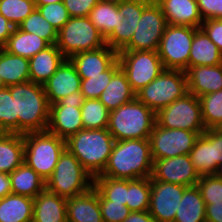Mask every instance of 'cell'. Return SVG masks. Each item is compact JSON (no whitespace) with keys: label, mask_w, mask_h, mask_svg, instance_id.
Here are the masks:
<instances>
[{"label":"cell","mask_w":222,"mask_h":222,"mask_svg":"<svg viewBox=\"0 0 222 222\" xmlns=\"http://www.w3.org/2000/svg\"><path fill=\"white\" fill-rule=\"evenodd\" d=\"M0 133H18V116H15V98L10 86L0 89Z\"/></svg>","instance_id":"obj_42"},{"label":"cell","mask_w":222,"mask_h":222,"mask_svg":"<svg viewBox=\"0 0 222 222\" xmlns=\"http://www.w3.org/2000/svg\"><path fill=\"white\" fill-rule=\"evenodd\" d=\"M67 222H104L100 212L98 191L88 192L67 199Z\"/></svg>","instance_id":"obj_22"},{"label":"cell","mask_w":222,"mask_h":222,"mask_svg":"<svg viewBox=\"0 0 222 222\" xmlns=\"http://www.w3.org/2000/svg\"><path fill=\"white\" fill-rule=\"evenodd\" d=\"M203 20L222 19V0H196Z\"/></svg>","instance_id":"obj_47"},{"label":"cell","mask_w":222,"mask_h":222,"mask_svg":"<svg viewBox=\"0 0 222 222\" xmlns=\"http://www.w3.org/2000/svg\"><path fill=\"white\" fill-rule=\"evenodd\" d=\"M167 24L160 5L151 0L142 12L130 43L122 51H158Z\"/></svg>","instance_id":"obj_12"},{"label":"cell","mask_w":222,"mask_h":222,"mask_svg":"<svg viewBox=\"0 0 222 222\" xmlns=\"http://www.w3.org/2000/svg\"><path fill=\"white\" fill-rule=\"evenodd\" d=\"M153 160L149 138L115 141L108 164L97 177L136 180L151 177Z\"/></svg>","instance_id":"obj_1"},{"label":"cell","mask_w":222,"mask_h":222,"mask_svg":"<svg viewBox=\"0 0 222 222\" xmlns=\"http://www.w3.org/2000/svg\"><path fill=\"white\" fill-rule=\"evenodd\" d=\"M186 186L161 182L151 177L149 213L156 222H174Z\"/></svg>","instance_id":"obj_14"},{"label":"cell","mask_w":222,"mask_h":222,"mask_svg":"<svg viewBox=\"0 0 222 222\" xmlns=\"http://www.w3.org/2000/svg\"><path fill=\"white\" fill-rule=\"evenodd\" d=\"M13 194L35 198L46 189V181L26 163L9 174Z\"/></svg>","instance_id":"obj_27"},{"label":"cell","mask_w":222,"mask_h":222,"mask_svg":"<svg viewBox=\"0 0 222 222\" xmlns=\"http://www.w3.org/2000/svg\"><path fill=\"white\" fill-rule=\"evenodd\" d=\"M88 17L104 39L112 33L124 18L118 10L117 4L104 1H99L90 11Z\"/></svg>","instance_id":"obj_34"},{"label":"cell","mask_w":222,"mask_h":222,"mask_svg":"<svg viewBox=\"0 0 222 222\" xmlns=\"http://www.w3.org/2000/svg\"><path fill=\"white\" fill-rule=\"evenodd\" d=\"M222 64V53L202 28L195 31L189 55L188 68Z\"/></svg>","instance_id":"obj_26"},{"label":"cell","mask_w":222,"mask_h":222,"mask_svg":"<svg viewBox=\"0 0 222 222\" xmlns=\"http://www.w3.org/2000/svg\"><path fill=\"white\" fill-rule=\"evenodd\" d=\"M189 156L200 176L216 173L215 128L206 129L199 135Z\"/></svg>","instance_id":"obj_23"},{"label":"cell","mask_w":222,"mask_h":222,"mask_svg":"<svg viewBox=\"0 0 222 222\" xmlns=\"http://www.w3.org/2000/svg\"><path fill=\"white\" fill-rule=\"evenodd\" d=\"M170 25L201 28L204 21L196 0H155Z\"/></svg>","instance_id":"obj_21"},{"label":"cell","mask_w":222,"mask_h":222,"mask_svg":"<svg viewBox=\"0 0 222 222\" xmlns=\"http://www.w3.org/2000/svg\"><path fill=\"white\" fill-rule=\"evenodd\" d=\"M100 1L109 2L112 4L119 5V4H122L123 2L129 1V0H100Z\"/></svg>","instance_id":"obj_56"},{"label":"cell","mask_w":222,"mask_h":222,"mask_svg":"<svg viewBox=\"0 0 222 222\" xmlns=\"http://www.w3.org/2000/svg\"><path fill=\"white\" fill-rule=\"evenodd\" d=\"M66 57L57 45H49L29 59L30 81L43 85L64 62Z\"/></svg>","instance_id":"obj_24"},{"label":"cell","mask_w":222,"mask_h":222,"mask_svg":"<svg viewBox=\"0 0 222 222\" xmlns=\"http://www.w3.org/2000/svg\"><path fill=\"white\" fill-rule=\"evenodd\" d=\"M206 204L199 188L187 187L177 208L174 222H206Z\"/></svg>","instance_id":"obj_31"},{"label":"cell","mask_w":222,"mask_h":222,"mask_svg":"<svg viewBox=\"0 0 222 222\" xmlns=\"http://www.w3.org/2000/svg\"><path fill=\"white\" fill-rule=\"evenodd\" d=\"M117 60L135 94L164 70L158 51H120Z\"/></svg>","instance_id":"obj_10"},{"label":"cell","mask_w":222,"mask_h":222,"mask_svg":"<svg viewBox=\"0 0 222 222\" xmlns=\"http://www.w3.org/2000/svg\"><path fill=\"white\" fill-rule=\"evenodd\" d=\"M215 152L216 164L219 166L222 163V131L215 128Z\"/></svg>","instance_id":"obj_54"},{"label":"cell","mask_w":222,"mask_h":222,"mask_svg":"<svg viewBox=\"0 0 222 222\" xmlns=\"http://www.w3.org/2000/svg\"><path fill=\"white\" fill-rule=\"evenodd\" d=\"M66 141L48 131L24 134V163L45 181L52 175Z\"/></svg>","instance_id":"obj_5"},{"label":"cell","mask_w":222,"mask_h":222,"mask_svg":"<svg viewBox=\"0 0 222 222\" xmlns=\"http://www.w3.org/2000/svg\"><path fill=\"white\" fill-rule=\"evenodd\" d=\"M123 222H156L149 211H133L124 219Z\"/></svg>","instance_id":"obj_51"},{"label":"cell","mask_w":222,"mask_h":222,"mask_svg":"<svg viewBox=\"0 0 222 222\" xmlns=\"http://www.w3.org/2000/svg\"><path fill=\"white\" fill-rule=\"evenodd\" d=\"M114 142L107 128L82 129L66 140V149L95 178L106 168Z\"/></svg>","instance_id":"obj_3"},{"label":"cell","mask_w":222,"mask_h":222,"mask_svg":"<svg viewBox=\"0 0 222 222\" xmlns=\"http://www.w3.org/2000/svg\"><path fill=\"white\" fill-rule=\"evenodd\" d=\"M41 15L48 21L53 28L58 32L70 19L68 10L63 2H56L36 6Z\"/></svg>","instance_id":"obj_43"},{"label":"cell","mask_w":222,"mask_h":222,"mask_svg":"<svg viewBox=\"0 0 222 222\" xmlns=\"http://www.w3.org/2000/svg\"><path fill=\"white\" fill-rule=\"evenodd\" d=\"M24 32L36 34L44 39L49 45H55L58 39V32L44 19L36 8L19 26Z\"/></svg>","instance_id":"obj_37"},{"label":"cell","mask_w":222,"mask_h":222,"mask_svg":"<svg viewBox=\"0 0 222 222\" xmlns=\"http://www.w3.org/2000/svg\"><path fill=\"white\" fill-rule=\"evenodd\" d=\"M100 212L104 222H123L130 214V210L126 205L114 203L106 200L99 192Z\"/></svg>","instance_id":"obj_44"},{"label":"cell","mask_w":222,"mask_h":222,"mask_svg":"<svg viewBox=\"0 0 222 222\" xmlns=\"http://www.w3.org/2000/svg\"><path fill=\"white\" fill-rule=\"evenodd\" d=\"M151 177L157 181L191 187L197 185L201 176L193 166L189 154H187L154 160Z\"/></svg>","instance_id":"obj_15"},{"label":"cell","mask_w":222,"mask_h":222,"mask_svg":"<svg viewBox=\"0 0 222 222\" xmlns=\"http://www.w3.org/2000/svg\"><path fill=\"white\" fill-rule=\"evenodd\" d=\"M33 198L8 194L0 199V222H32Z\"/></svg>","instance_id":"obj_30"},{"label":"cell","mask_w":222,"mask_h":222,"mask_svg":"<svg viewBox=\"0 0 222 222\" xmlns=\"http://www.w3.org/2000/svg\"><path fill=\"white\" fill-rule=\"evenodd\" d=\"M34 0H0V14L18 27L34 10Z\"/></svg>","instance_id":"obj_40"},{"label":"cell","mask_w":222,"mask_h":222,"mask_svg":"<svg viewBox=\"0 0 222 222\" xmlns=\"http://www.w3.org/2000/svg\"><path fill=\"white\" fill-rule=\"evenodd\" d=\"M118 53L108 45L92 51H82L73 54L69 59L74 64L81 79L100 75L116 60Z\"/></svg>","instance_id":"obj_19"},{"label":"cell","mask_w":222,"mask_h":222,"mask_svg":"<svg viewBox=\"0 0 222 222\" xmlns=\"http://www.w3.org/2000/svg\"><path fill=\"white\" fill-rule=\"evenodd\" d=\"M203 200L222 199V179L215 175H202L197 182Z\"/></svg>","instance_id":"obj_45"},{"label":"cell","mask_w":222,"mask_h":222,"mask_svg":"<svg viewBox=\"0 0 222 222\" xmlns=\"http://www.w3.org/2000/svg\"><path fill=\"white\" fill-rule=\"evenodd\" d=\"M0 75L5 87L30 81L29 59L0 48Z\"/></svg>","instance_id":"obj_32"},{"label":"cell","mask_w":222,"mask_h":222,"mask_svg":"<svg viewBox=\"0 0 222 222\" xmlns=\"http://www.w3.org/2000/svg\"><path fill=\"white\" fill-rule=\"evenodd\" d=\"M85 101L84 95L81 93V91H75L74 93H71L70 95L62 98L60 101H58L59 104H83Z\"/></svg>","instance_id":"obj_53"},{"label":"cell","mask_w":222,"mask_h":222,"mask_svg":"<svg viewBox=\"0 0 222 222\" xmlns=\"http://www.w3.org/2000/svg\"><path fill=\"white\" fill-rule=\"evenodd\" d=\"M206 204V222H222V199L204 200Z\"/></svg>","instance_id":"obj_49"},{"label":"cell","mask_w":222,"mask_h":222,"mask_svg":"<svg viewBox=\"0 0 222 222\" xmlns=\"http://www.w3.org/2000/svg\"><path fill=\"white\" fill-rule=\"evenodd\" d=\"M151 177L127 179V204L131 212L146 211L150 207Z\"/></svg>","instance_id":"obj_35"},{"label":"cell","mask_w":222,"mask_h":222,"mask_svg":"<svg viewBox=\"0 0 222 222\" xmlns=\"http://www.w3.org/2000/svg\"><path fill=\"white\" fill-rule=\"evenodd\" d=\"M36 6H41L50 3L63 2V0H34Z\"/></svg>","instance_id":"obj_55"},{"label":"cell","mask_w":222,"mask_h":222,"mask_svg":"<svg viewBox=\"0 0 222 222\" xmlns=\"http://www.w3.org/2000/svg\"><path fill=\"white\" fill-rule=\"evenodd\" d=\"M156 124L166 129H183L192 132H205L201 104L198 97L185 94L156 113Z\"/></svg>","instance_id":"obj_9"},{"label":"cell","mask_w":222,"mask_h":222,"mask_svg":"<svg viewBox=\"0 0 222 222\" xmlns=\"http://www.w3.org/2000/svg\"><path fill=\"white\" fill-rule=\"evenodd\" d=\"M197 29L167 24L158 49L164 69H188L191 43Z\"/></svg>","instance_id":"obj_11"},{"label":"cell","mask_w":222,"mask_h":222,"mask_svg":"<svg viewBox=\"0 0 222 222\" xmlns=\"http://www.w3.org/2000/svg\"><path fill=\"white\" fill-rule=\"evenodd\" d=\"M11 193L12 190L9 174L5 172H0V199Z\"/></svg>","instance_id":"obj_52"},{"label":"cell","mask_w":222,"mask_h":222,"mask_svg":"<svg viewBox=\"0 0 222 222\" xmlns=\"http://www.w3.org/2000/svg\"><path fill=\"white\" fill-rule=\"evenodd\" d=\"M81 80L74 64L66 58L57 71L43 84L49 105L75 91H81Z\"/></svg>","instance_id":"obj_18"},{"label":"cell","mask_w":222,"mask_h":222,"mask_svg":"<svg viewBox=\"0 0 222 222\" xmlns=\"http://www.w3.org/2000/svg\"><path fill=\"white\" fill-rule=\"evenodd\" d=\"M203 133L183 129H166L155 124L149 137L152 160L189 154L195 141Z\"/></svg>","instance_id":"obj_13"},{"label":"cell","mask_w":222,"mask_h":222,"mask_svg":"<svg viewBox=\"0 0 222 222\" xmlns=\"http://www.w3.org/2000/svg\"><path fill=\"white\" fill-rule=\"evenodd\" d=\"M32 222H67V199L45 189L34 199Z\"/></svg>","instance_id":"obj_25"},{"label":"cell","mask_w":222,"mask_h":222,"mask_svg":"<svg viewBox=\"0 0 222 222\" xmlns=\"http://www.w3.org/2000/svg\"><path fill=\"white\" fill-rule=\"evenodd\" d=\"M18 116V134L47 131L50 105L43 85L28 81L10 86Z\"/></svg>","instance_id":"obj_2"},{"label":"cell","mask_w":222,"mask_h":222,"mask_svg":"<svg viewBox=\"0 0 222 222\" xmlns=\"http://www.w3.org/2000/svg\"><path fill=\"white\" fill-rule=\"evenodd\" d=\"M4 87H5V86H4L2 77H1V75H0V89H1V88H4Z\"/></svg>","instance_id":"obj_58"},{"label":"cell","mask_w":222,"mask_h":222,"mask_svg":"<svg viewBox=\"0 0 222 222\" xmlns=\"http://www.w3.org/2000/svg\"><path fill=\"white\" fill-rule=\"evenodd\" d=\"M120 69L116 60L106 71L100 75L88 76V79L81 80V93L85 99H99L103 90L107 87L112 76Z\"/></svg>","instance_id":"obj_41"},{"label":"cell","mask_w":222,"mask_h":222,"mask_svg":"<svg viewBox=\"0 0 222 222\" xmlns=\"http://www.w3.org/2000/svg\"><path fill=\"white\" fill-rule=\"evenodd\" d=\"M151 0H129L118 5V10L124 17L122 22L105 39L106 45L117 53L122 51L131 41L140 21L145 6Z\"/></svg>","instance_id":"obj_16"},{"label":"cell","mask_w":222,"mask_h":222,"mask_svg":"<svg viewBox=\"0 0 222 222\" xmlns=\"http://www.w3.org/2000/svg\"><path fill=\"white\" fill-rule=\"evenodd\" d=\"M187 93L185 71L164 69L156 79L136 93V98L157 113Z\"/></svg>","instance_id":"obj_7"},{"label":"cell","mask_w":222,"mask_h":222,"mask_svg":"<svg viewBox=\"0 0 222 222\" xmlns=\"http://www.w3.org/2000/svg\"><path fill=\"white\" fill-rule=\"evenodd\" d=\"M80 108L84 129L108 128L110 111L99 99H85Z\"/></svg>","instance_id":"obj_36"},{"label":"cell","mask_w":222,"mask_h":222,"mask_svg":"<svg viewBox=\"0 0 222 222\" xmlns=\"http://www.w3.org/2000/svg\"><path fill=\"white\" fill-rule=\"evenodd\" d=\"M201 28L222 53V19L204 20Z\"/></svg>","instance_id":"obj_48"},{"label":"cell","mask_w":222,"mask_h":222,"mask_svg":"<svg viewBox=\"0 0 222 222\" xmlns=\"http://www.w3.org/2000/svg\"><path fill=\"white\" fill-rule=\"evenodd\" d=\"M81 106L82 104H59L58 102L51 104L47 131L66 141L70 136L84 129Z\"/></svg>","instance_id":"obj_17"},{"label":"cell","mask_w":222,"mask_h":222,"mask_svg":"<svg viewBox=\"0 0 222 222\" xmlns=\"http://www.w3.org/2000/svg\"><path fill=\"white\" fill-rule=\"evenodd\" d=\"M100 0H63L70 17H88Z\"/></svg>","instance_id":"obj_46"},{"label":"cell","mask_w":222,"mask_h":222,"mask_svg":"<svg viewBox=\"0 0 222 222\" xmlns=\"http://www.w3.org/2000/svg\"><path fill=\"white\" fill-rule=\"evenodd\" d=\"M24 162V134L0 133V172L12 173Z\"/></svg>","instance_id":"obj_28"},{"label":"cell","mask_w":222,"mask_h":222,"mask_svg":"<svg viewBox=\"0 0 222 222\" xmlns=\"http://www.w3.org/2000/svg\"><path fill=\"white\" fill-rule=\"evenodd\" d=\"M156 124V113L136 97L109 112L108 131L115 141L146 139Z\"/></svg>","instance_id":"obj_4"},{"label":"cell","mask_w":222,"mask_h":222,"mask_svg":"<svg viewBox=\"0 0 222 222\" xmlns=\"http://www.w3.org/2000/svg\"><path fill=\"white\" fill-rule=\"evenodd\" d=\"M48 46L49 44L36 34L27 33L15 27L2 48L10 54L30 59Z\"/></svg>","instance_id":"obj_33"},{"label":"cell","mask_w":222,"mask_h":222,"mask_svg":"<svg viewBox=\"0 0 222 222\" xmlns=\"http://www.w3.org/2000/svg\"><path fill=\"white\" fill-rule=\"evenodd\" d=\"M216 177L222 179V163L218 166L216 173L214 174Z\"/></svg>","instance_id":"obj_57"},{"label":"cell","mask_w":222,"mask_h":222,"mask_svg":"<svg viewBox=\"0 0 222 222\" xmlns=\"http://www.w3.org/2000/svg\"><path fill=\"white\" fill-rule=\"evenodd\" d=\"M218 129L222 131V123L220 124V126L218 127Z\"/></svg>","instance_id":"obj_59"},{"label":"cell","mask_w":222,"mask_h":222,"mask_svg":"<svg viewBox=\"0 0 222 222\" xmlns=\"http://www.w3.org/2000/svg\"><path fill=\"white\" fill-rule=\"evenodd\" d=\"M136 94L130 87L126 74L120 68L101 93L99 100L109 110H115L121 105L132 101Z\"/></svg>","instance_id":"obj_29"},{"label":"cell","mask_w":222,"mask_h":222,"mask_svg":"<svg viewBox=\"0 0 222 222\" xmlns=\"http://www.w3.org/2000/svg\"><path fill=\"white\" fill-rule=\"evenodd\" d=\"M93 177L67 149L60 155L55 170L46 180V189L66 199L88 192Z\"/></svg>","instance_id":"obj_6"},{"label":"cell","mask_w":222,"mask_h":222,"mask_svg":"<svg viewBox=\"0 0 222 222\" xmlns=\"http://www.w3.org/2000/svg\"><path fill=\"white\" fill-rule=\"evenodd\" d=\"M14 26L3 16L0 14V48H2L8 38L12 35Z\"/></svg>","instance_id":"obj_50"},{"label":"cell","mask_w":222,"mask_h":222,"mask_svg":"<svg viewBox=\"0 0 222 222\" xmlns=\"http://www.w3.org/2000/svg\"><path fill=\"white\" fill-rule=\"evenodd\" d=\"M93 187L106 199L118 204H127V179L108 177L93 178Z\"/></svg>","instance_id":"obj_38"},{"label":"cell","mask_w":222,"mask_h":222,"mask_svg":"<svg viewBox=\"0 0 222 222\" xmlns=\"http://www.w3.org/2000/svg\"><path fill=\"white\" fill-rule=\"evenodd\" d=\"M185 73L188 92L198 98L222 89V64L190 67Z\"/></svg>","instance_id":"obj_20"},{"label":"cell","mask_w":222,"mask_h":222,"mask_svg":"<svg viewBox=\"0 0 222 222\" xmlns=\"http://www.w3.org/2000/svg\"><path fill=\"white\" fill-rule=\"evenodd\" d=\"M199 100L205 128H218L222 123V89L203 95Z\"/></svg>","instance_id":"obj_39"},{"label":"cell","mask_w":222,"mask_h":222,"mask_svg":"<svg viewBox=\"0 0 222 222\" xmlns=\"http://www.w3.org/2000/svg\"><path fill=\"white\" fill-rule=\"evenodd\" d=\"M56 45L66 58H70L78 52L102 48L106 43L89 17H70L58 31Z\"/></svg>","instance_id":"obj_8"}]
</instances>
